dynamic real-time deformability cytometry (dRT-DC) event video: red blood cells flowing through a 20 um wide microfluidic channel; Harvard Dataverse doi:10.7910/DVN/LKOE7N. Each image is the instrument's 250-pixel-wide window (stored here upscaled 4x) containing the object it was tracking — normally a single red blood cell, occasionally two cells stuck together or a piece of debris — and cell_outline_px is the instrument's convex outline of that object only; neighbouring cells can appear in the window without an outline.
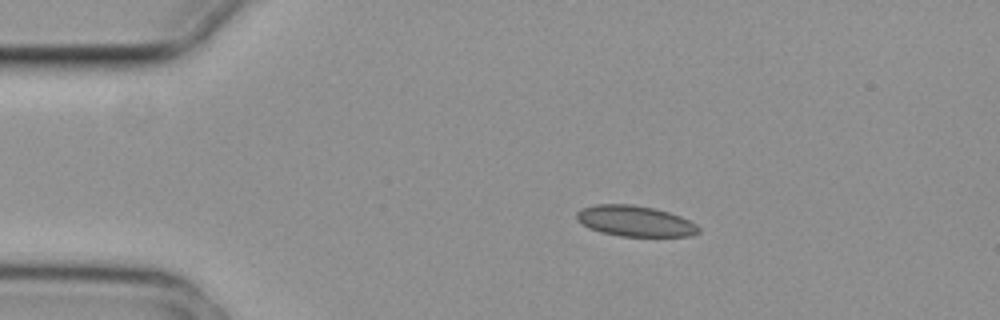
{"species": "common noctule bat (a hibernating species)", "species_latin": "Nyctalus noctula", "temperature_condition": "cold", "stored_images_in_passage": 6, "camera_frame_rate_fps": 3000, "um_per_image_px": 0.085, "animal": {"sex": "female", "body_mass_g": 29.2, "forearm_length_mm": 56.3}, "frame": {"image": 1, "passage_image": 3, "time_ms": 0.667, "image_size_px": [1000, 320], "cell_outline_px": [[700, 232], [692, 236], [620, 236], [600, 232], [588, 228], [576, 220], [576, 212], [580, 208], [596, 204], [632, 204], [656, 208], [680, 216], [696, 224], [700, 228]], "centroid_in_image_um": [53.95, 18.78], "position_along_channel_um": 31.1, "area_um2": 22.08}}
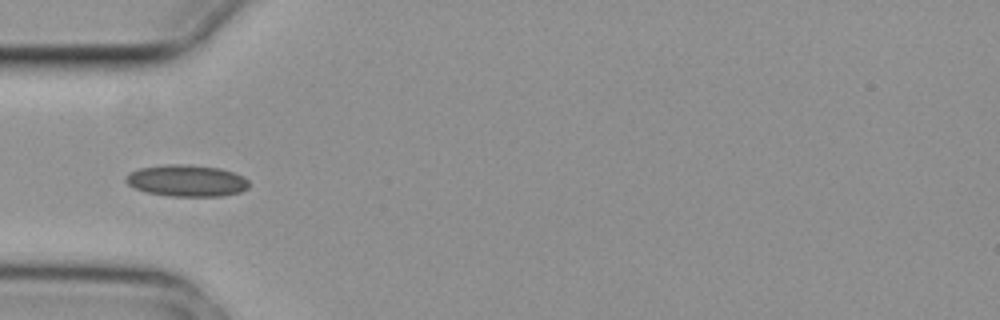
{"frame": {"image": 2, "passage_image": 5, "time_ms": 1.333, "image_size_px": [1000, 320], "cell_outline_px": [[248, 188], [240, 192], [224, 196], [168, 196], [148, 192], [136, 188], [128, 184], [124, 180], [132, 172], [140, 168], [168, 164], [188, 164], [220, 168], [244, 176], [248, 180]], "centroid_in_image_um": [15.91, 15.36], "position_along_channel_um": 69.1, "area_um2": 22.6}}
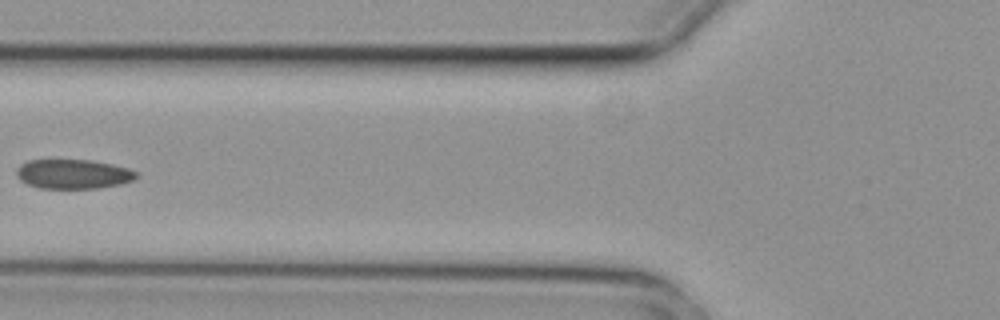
{"frame": {"image": 3, "passage_image": 6, "time_ms": 1.667, "image_size_px": [1000, 320], "cell_outline_px": [[136, 176], [132, 180], [120, 184], [96, 188], [40, 188], [28, 184], [20, 180], [16, 176], [16, 168], [20, 164], [28, 160], [92, 160], [112, 164], [128, 168], [136, 172]], "centroid_in_image_um": [6.17, 14.78], "position_along_channel_um": 119.6, "area_um2": 20.46}}